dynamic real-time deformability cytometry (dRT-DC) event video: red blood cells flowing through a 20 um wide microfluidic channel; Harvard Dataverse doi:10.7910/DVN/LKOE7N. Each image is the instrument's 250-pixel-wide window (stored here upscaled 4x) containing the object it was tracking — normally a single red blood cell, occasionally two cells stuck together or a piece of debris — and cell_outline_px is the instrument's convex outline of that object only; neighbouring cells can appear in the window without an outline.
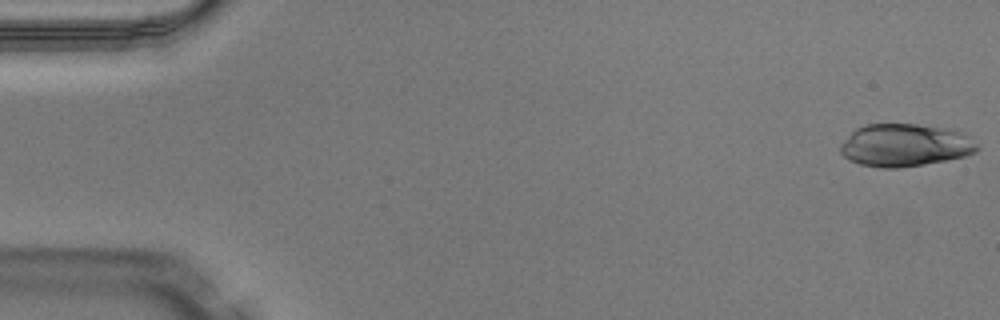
{"species": "Egyptian fruit bat (a non-hibernating species)", "species_latin": "Rousettus aegyptiacus", "temperature_condition": "warm", "stored_images_in_passage": 48, "camera_frame_rate_fps": 3000, "um_per_image_px": 0.085, "animal": {"sex": "male"}, "frame": {"image": 1, "passage_image": 1, "time_ms": 0.0, "image_size_px": [1000, 320], "cell_outline_px": [[980, 148], [976, 152], [964, 156], [948, 160], [900, 168], [884, 168], [860, 164], [848, 160], [840, 152], [840, 144], [856, 128], [868, 124], [916, 124], [956, 128], [964, 132]], "centroid_in_image_um": [76.96, 12.33], "position_along_channel_um": 8.0, "area_um2": 34.33}}
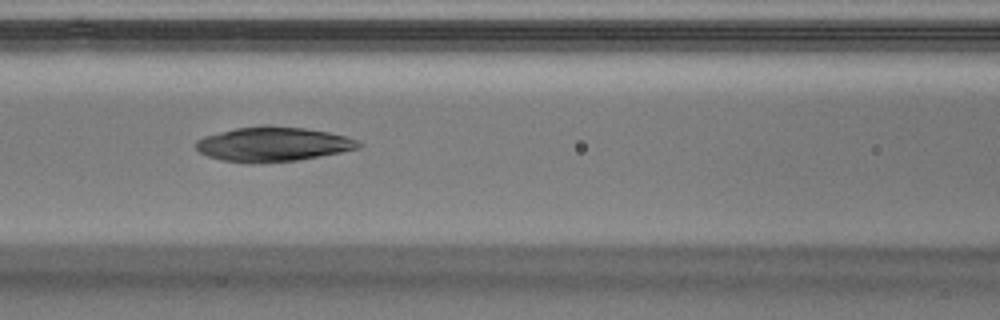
{"frame": {"image": 2, "passage_image": 21, "time_ms": 6.667, "image_size_px": [1000, 320], "cell_outline_px": [[364, 144], [360, 148], [320, 156], [296, 160], [252, 164], [248, 164], [220, 160], [208, 156], [200, 152], [196, 148], [196, 140], [204, 136], [236, 128], [264, 124], [304, 128], [328, 132], [344, 136], [356, 140]], "centroid_in_image_um": [23.18, 12.26], "position_along_channel_um": 143.4, "area_um2": 32.89}}
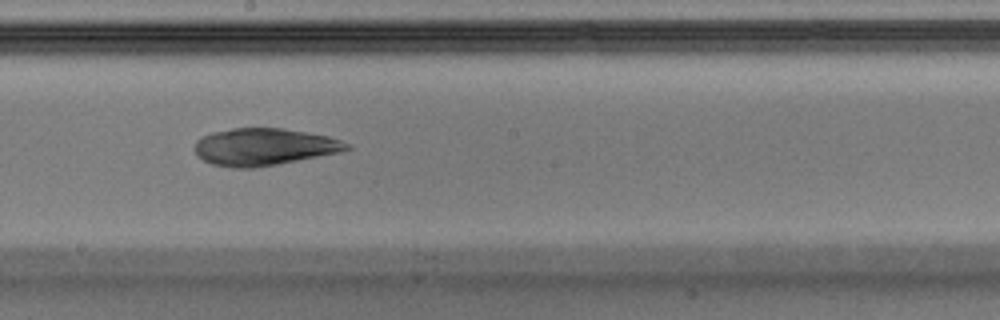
{"frame": {"image": 3, "passage_image": 27, "time_ms": 8.667, "image_size_px": [1000, 320], "cell_outline_px": [[352, 148], [340, 152], [256, 168], [232, 168], [212, 164], [196, 156], [196, 140], [200, 136], [212, 132], [232, 128], [284, 128], [328, 136], [352, 144]], "centroid_in_image_um": [22.44, 12.48], "position_along_channel_um": 225.8, "area_um2": 33.0}}